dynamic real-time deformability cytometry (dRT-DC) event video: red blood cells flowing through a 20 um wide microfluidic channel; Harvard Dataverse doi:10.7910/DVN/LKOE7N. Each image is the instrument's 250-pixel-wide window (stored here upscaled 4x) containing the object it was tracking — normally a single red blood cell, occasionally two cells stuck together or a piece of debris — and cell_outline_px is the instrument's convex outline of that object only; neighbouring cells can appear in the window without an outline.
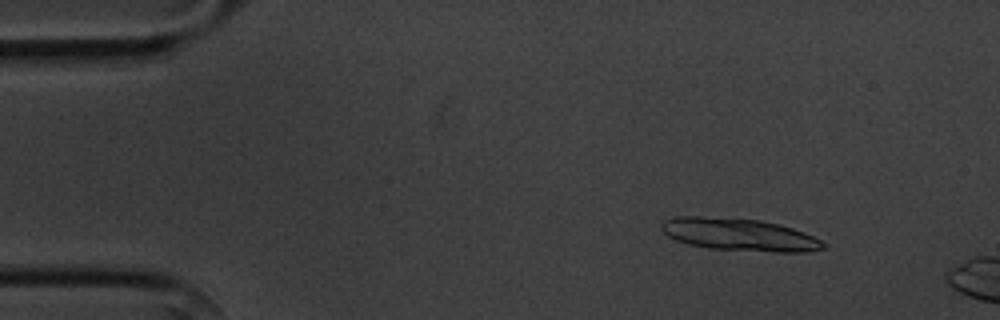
{"species": "common noctule bat (a hibernating species)", "species_latin": "Nyctalus noctula", "temperature_condition": "cold", "stored_images_in_passage": 4, "camera_frame_rate_fps": 3000, "um_per_image_px": 0.085, "animal": {"sex": "male", "body_mass_g": 20.1, "forearm_length_mm": 53.5}, "frame": {"image": 1, "passage_image": 2, "time_ms": 1.0, "image_size_px": [1000, 320], "cell_outline_px": [[824, 248], [808, 252], [776, 252], [708, 248], [688, 244], [676, 240], [668, 236], [660, 228], [660, 224], [664, 220], [672, 216], [700, 216], [760, 220], [780, 224], [804, 232], [820, 240], [824, 244]], "centroid_in_image_um": [62.8, 19.93], "position_along_channel_um": 22.2, "area_um2": 30.58}}